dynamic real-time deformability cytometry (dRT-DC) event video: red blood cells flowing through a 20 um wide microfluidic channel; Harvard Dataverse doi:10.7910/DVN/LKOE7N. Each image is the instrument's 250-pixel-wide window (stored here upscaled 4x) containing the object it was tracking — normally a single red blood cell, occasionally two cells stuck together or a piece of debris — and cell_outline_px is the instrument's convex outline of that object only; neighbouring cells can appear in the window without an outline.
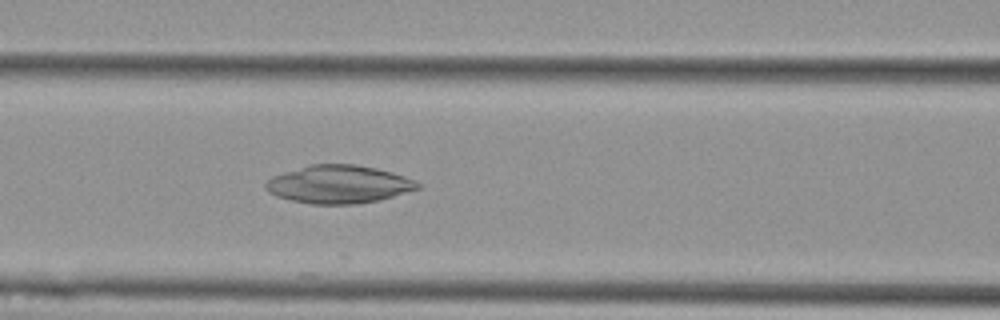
{"species": "Egyptian fruit bat (a non-hibernating species)", "species_latin": "Rousettus aegyptiacus", "temperature_condition": "cold", "stored_images_in_passage": 54, "camera_frame_rate_fps": 3000, "um_per_image_px": 0.085, "animal": {"sex": "female"}, "frame": {"image": 1, "passage_image": 23, "time_ms": 7.333, "image_size_px": [1000, 320], "cell_outline_px": [[420, 188], [380, 200], [356, 204], [312, 204], [292, 200], [276, 196], [268, 192], [264, 188], [264, 184], [272, 176], [284, 172], [312, 164], [356, 164], [376, 168], [392, 172], [416, 180], [420, 184]], "centroid_in_image_um": [28.79, 15.67], "position_along_channel_um": 137.8, "area_um2": 33.7}}
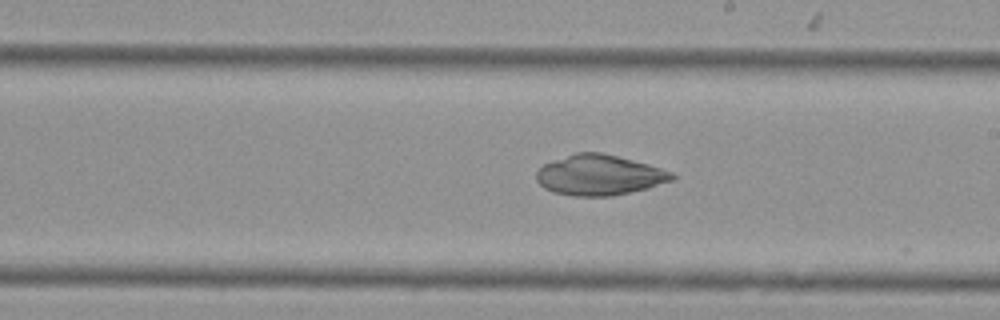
{"frame": {"image": 2, "passage_image": 31, "time_ms": 10.0, "image_size_px": [1000, 320], "cell_outline_px": [[676, 180], [648, 188], [612, 196], [572, 196], [552, 192], [544, 188], [536, 180], [536, 172], [544, 164], [552, 160], [576, 152], [600, 152], [648, 164], [672, 172], [676, 176]], "centroid_in_image_um": [50.94, 14.89], "position_along_channel_um": 238.1, "area_um2": 32.02}}
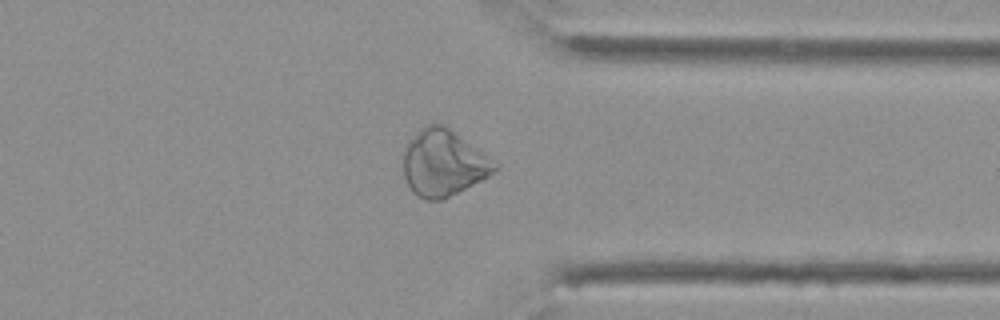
{"frame": {"image": 3, "passage_image": 42, "time_ms": 13.667, "image_size_px": [1000, 320], "cell_outline_px": [[500, 168], [488, 176], [440, 200], [424, 200], [416, 196], [412, 192], [404, 176], [404, 152], [408, 140], [420, 128], [428, 124], [444, 124], [500, 164]], "centroid_in_image_um": [37.68, 13.84], "position_along_channel_um": 373.7, "area_um2": 35.2}}